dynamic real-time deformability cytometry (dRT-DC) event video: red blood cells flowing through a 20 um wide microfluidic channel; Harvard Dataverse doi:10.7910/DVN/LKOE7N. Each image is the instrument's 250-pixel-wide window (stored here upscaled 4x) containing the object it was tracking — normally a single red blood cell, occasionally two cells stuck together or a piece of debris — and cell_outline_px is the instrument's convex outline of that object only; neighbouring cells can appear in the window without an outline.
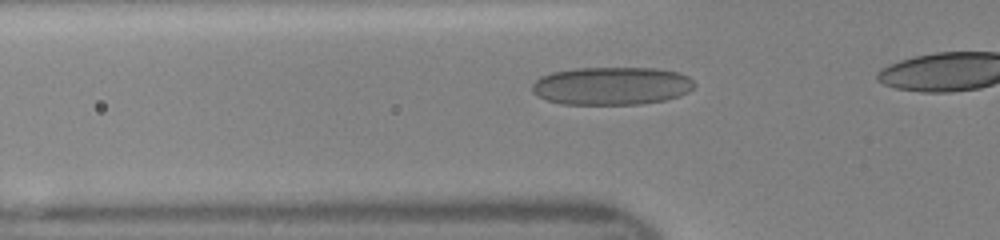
{"species": "human", "species_latin": "Homo sapiens", "temperature_condition": "room temperature", "stored_images_in_passage": 35, "camera_frame_rate_fps": 3000, "um_per_image_px": 0.085, "donor": {"sex": "female"}, "frame": {"image": 1, "passage_image": 13, "time_ms": 4.0, "image_size_px": [1000, 240], "cell_outline_px": [[696, 84], [688, 92], [680, 96], [664, 100], [640, 104], [560, 104], [548, 100], [532, 92], [532, 84], [540, 76], [552, 72], [576, 68], [656, 68], [680, 72], [688, 76]], "centroid_in_image_um": [52.01, 7.29], "position_along_channel_um": 73.8, "area_um2": 36.07}}
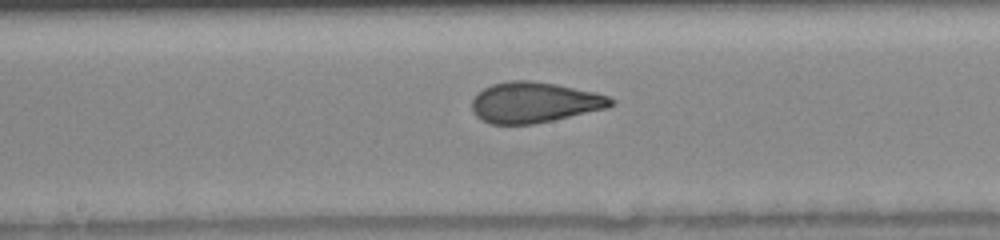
{"frame": {"image": 2, "passage_image": 22, "time_ms": 7.0, "image_size_px": [1000, 240], "cell_outline_px": [[616, 104], [608, 108], [552, 120], [532, 124], [492, 124], [480, 120], [472, 112], [472, 100], [476, 92], [492, 84], [508, 80], [532, 80], [556, 84], [596, 92], [608, 96], [616, 100]], "centroid_in_image_um": [45.42, 8.69], "position_along_channel_um": 202.8, "area_um2": 33.23}}
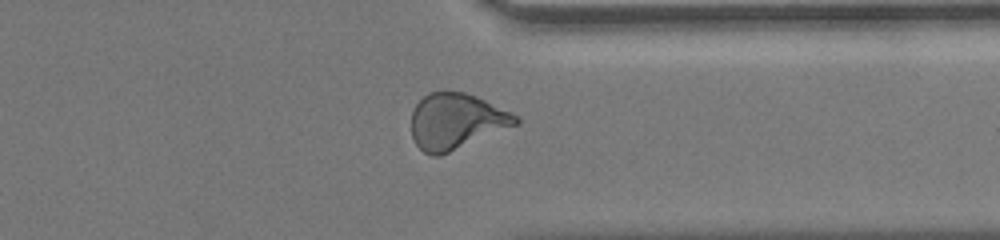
{"frame": {"image": 3, "passage_image": 34, "time_ms": 11.0, "image_size_px": [1000, 240], "cell_outline_px": [[520, 124], [440, 156], [432, 156], [424, 152], [416, 144], [412, 136], [412, 112], [416, 104], [428, 92], [464, 92], [476, 96], [512, 112], [520, 116]], "centroid_in_image_um": [38.81, 10.32], "position_along_channel_um": 372.6, "area_um2": 34.1}}